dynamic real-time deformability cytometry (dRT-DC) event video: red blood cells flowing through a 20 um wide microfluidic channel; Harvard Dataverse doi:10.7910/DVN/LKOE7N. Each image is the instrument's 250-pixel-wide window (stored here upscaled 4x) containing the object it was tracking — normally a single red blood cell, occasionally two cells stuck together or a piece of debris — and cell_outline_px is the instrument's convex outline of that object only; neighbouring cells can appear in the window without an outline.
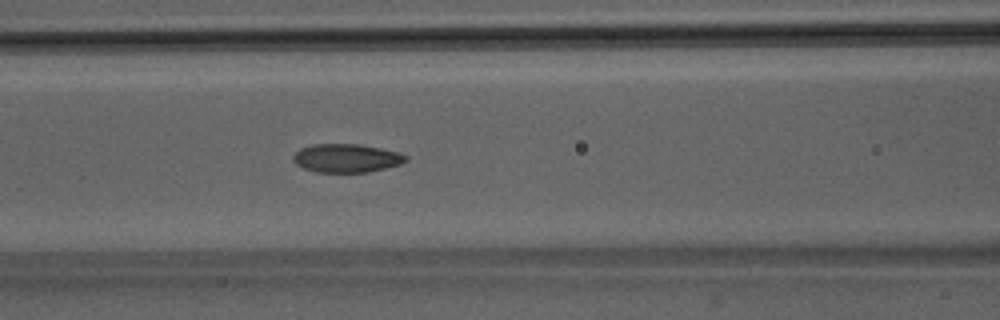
{"species": "Egyptian fruit bat (a non-hibernating species)", "species_latin": "Rousettus aegyptiacus", "temperature_condition": "room temperature", "stored_images_in_passage": 50, "camera_frame_rate_fps": 3000, "um_per_image_px": 0.085, "animal": {"sex": "male"}, "frame": {"image": 1, "passage_image": 21, "time_ms": 6.667, "image_size_px": [1000, 320], "cell_outline_px": [[408, 160], [400, 164], [368, 172], [316, 172], [304, 168], [296, 164], [292, 160], [292, 156], [300, 148], [312, 144], [360, 144], [400, 152], [408, 156]], "centroid_in_image_um": [29.45, 13.43], "position_along_channel_um": 137.2, "area_um2": 18.79}}
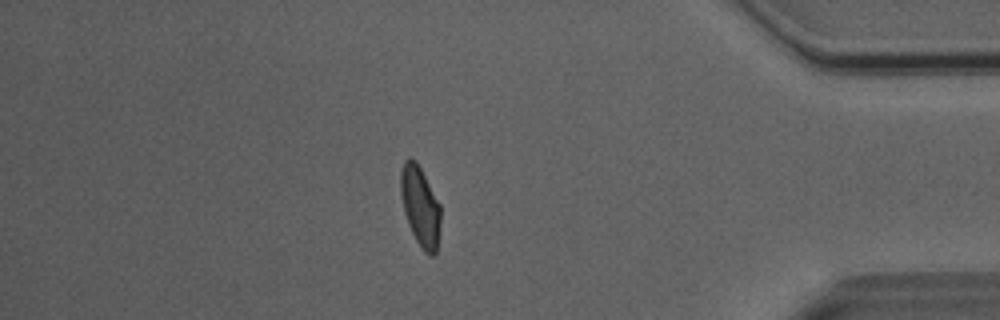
{"frame": {"image": 2, "passage_image": 43, "time_ms": 14.0, "image_size_px": [1000, 320], "cell_outline_px": [[440, 220], [436, 252], [432, 256], [428, 256], [424, 252], [416, 240], [408, 224], [404, 212], [400, 192], [400, 172], [404, 160], [408, 156], [416, 160], [440, 204]], "centroid_in_image_um": [35.7, 17.51], "position_along_channel_um": 399.5, "area_um2": 18.61}}
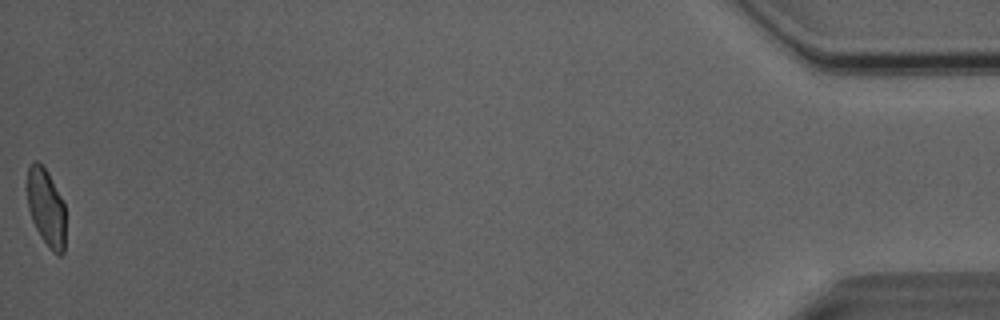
{"frame": {"image": 3, "passage_image": 50, "time_ms": 16.333, "image_size_px": [1000, 320], "cell_outline_px": [[64, 252], [60, 256], [56, 256], [48, 248], [40, 236], [32, 220], [28, 208], [28, 168], [32, 160], [36, 160], [48, 172], [64, 204]], "centroid_in_image_um": [3.92, 17.68], "position_along_channel_um": 431.3, "area_um2": 17.17}, "authors_computed_cell_mechanics": {"area_um2": 18.9584, "velocity_mm_per_s": 4.0679, "shape_relaxation_time_tau1_ms": 6.37, "shape_relaxation_time_tau2_ms": 1.0317, "deformation_change_tau1": 0.1703, "deformation_change_tau2": 0.0576}}